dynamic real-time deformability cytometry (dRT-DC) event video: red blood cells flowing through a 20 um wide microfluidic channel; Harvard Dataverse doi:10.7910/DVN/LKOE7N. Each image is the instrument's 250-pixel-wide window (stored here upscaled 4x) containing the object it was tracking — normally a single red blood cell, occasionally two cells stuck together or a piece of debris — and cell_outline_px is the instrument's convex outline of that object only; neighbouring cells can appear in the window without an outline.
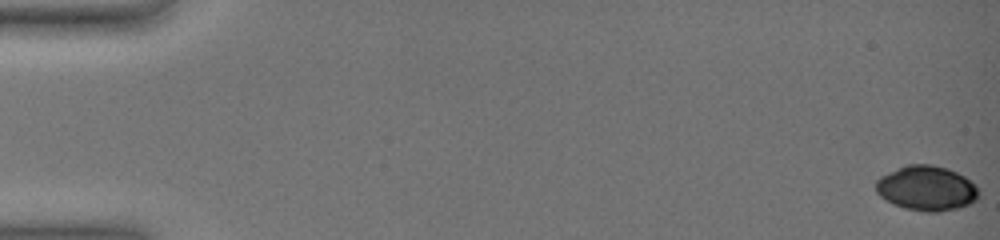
{"species": "common noctule bat (a hibernating species)", "species_latin": "Nyctalus noctula", "temperature_condition": "warm", "stored_images_in_passage": 20, "camera_frame_rate_fps": 3000, "um_per_image_px": 0.085, "animal": {"sex": "female", "body_mass_g": 19.0, "forearm_length_mm": 51.5}, "frame": {"image": 1, "passage_image": 1, "time_ms": 0.0, "image_size_px": [1000, 240], "cell_outline_px": [[980, 196], [976, 200], [960, 208], [940, 212], [928, 212], [904, 208], [892, 204], [880, 196], [876, 192], [876, 180], [880, 176], [908, 164], [932, 164], [948, 168], [964, 176], [976, 184], [980, 192]], "centroid_in_image_um": [78.78, 16.01], "position_along_channel_um": 6.2, "area_um2": 27.17}}
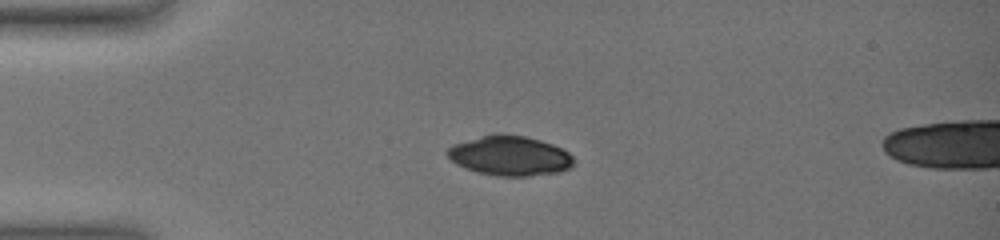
{"frame": {"image": 2, "passage_image": 16, "time_ms": 5.0, "image_size_px": [1000, 240], "cell_outline_px": [[576, 160], [572, 168], [560, 172], [528, 176], [496, 176], [476, 172], [464, 168], [456, 164], [444, 152], [452, 144], [492, 132], [504, 132], [524, 136], [540, 140], [564, 148]], "centroid_in_image_um": [43.33, 13.22], "position_along_channel_um": 41.7, "area_um2": 30.06}}